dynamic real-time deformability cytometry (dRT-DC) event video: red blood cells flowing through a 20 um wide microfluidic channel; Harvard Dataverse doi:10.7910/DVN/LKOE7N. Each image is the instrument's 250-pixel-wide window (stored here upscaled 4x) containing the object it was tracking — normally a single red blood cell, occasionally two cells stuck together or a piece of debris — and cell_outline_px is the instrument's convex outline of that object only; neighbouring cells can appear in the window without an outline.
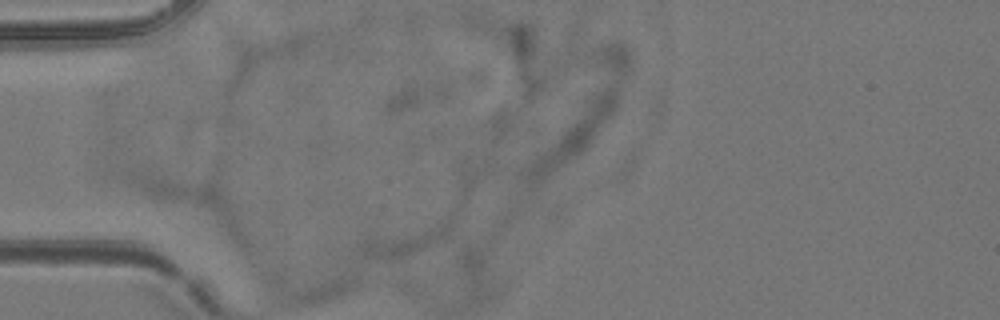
{"species": "common noctule bat (a hibernating species)", "species_latin": "Nyctalus noctula", "temperature_condition": "room temperature", "stored_images_in_passage": 4, "camera_frame_rate_fps": 3000, "um_per_image_px": 0.085, "animal": {"sex": "female", "body_mass_g": 24.6, "forearm_length_mm": 56.2}, "frame": {"image": 1, "passage_image": 3, "time_ms": 0.667, "image_size_px": [1000, 320], "cell_outline_px": [[352, 280], [344, 288], [336, 292], [316, 300], [304, 304], [280, 304], [276, 300], [272, 280], [272, 276], [340, 276]], "centroid_in_image_um": [26.02, 24.48], "position_along_channel_um": 59.0, "area_um2": 12.25}}